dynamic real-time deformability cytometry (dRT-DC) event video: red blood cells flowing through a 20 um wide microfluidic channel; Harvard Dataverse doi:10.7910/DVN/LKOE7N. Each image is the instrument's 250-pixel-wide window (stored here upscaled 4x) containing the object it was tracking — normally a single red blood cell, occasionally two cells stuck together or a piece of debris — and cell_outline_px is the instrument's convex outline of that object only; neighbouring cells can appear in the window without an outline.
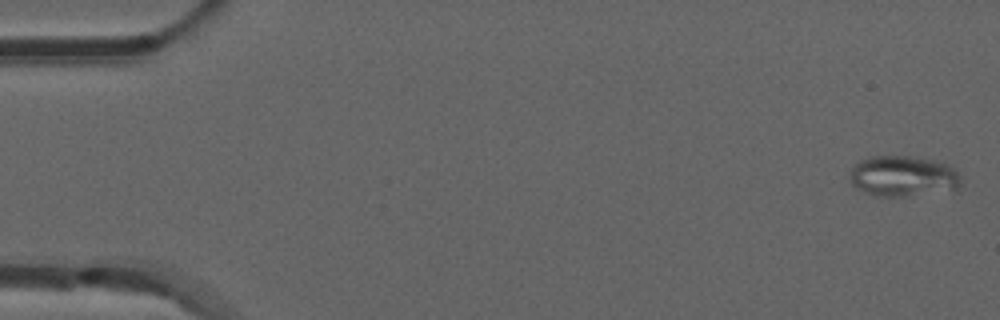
{"species": "common noctule bat (a hibernating species)", "species_latin": "Nyctalus noctula", "temperature_condition": "room temperature", "stored_images_in_passage": 52, "camera_frame_rate_fps": 3000, "um_per_image_px": 0.085, "animal": {"sex": "male", "forearm_length_mm": 52.5}, "frame": {"image": 1, "passage_image": 1, "time_ms": 0.0, "image_size_px": [1000, 320], "cell_outline_px": [[964, 184], [956, 188], [904, 196], [880, 196], [864, 192], [856, 188], [852, 184], [852, 168], [860, 160], [868, 156], [908, 156], [936, 160], [952, 168], [960, 176]], "centroid_in_image_um": [76.75, 14.96], "position_along_channel_um": 8.2, "area_um2": 25.89}}
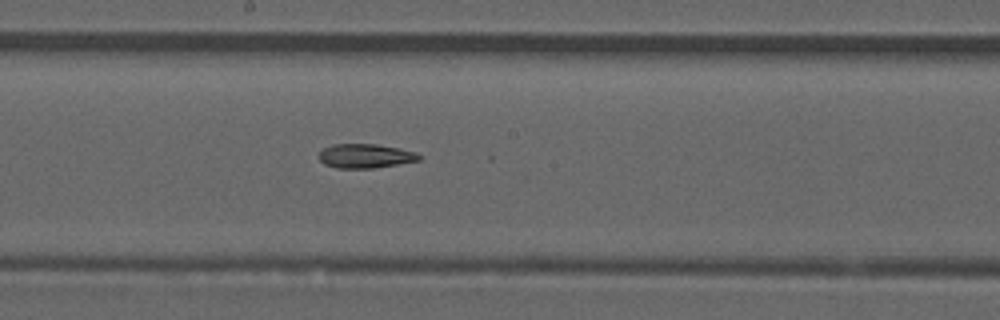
{"frame": {"image": 2, "passage_image": 28, "time_ms": 9.0, "image_size_px": [1000, 320], "cell_outline_px": [[420, 160], [372, 168], [336, 168], [324, 164], [320, 160], [320, 152], [324, 148], [332, 144], [376, 144], [400, 148], [416, 152], [420, 156]], "centroid_in_image_um": [31.04, 13.25], "position_along_channel_um": 217.2, "area_um2": 13.99}}
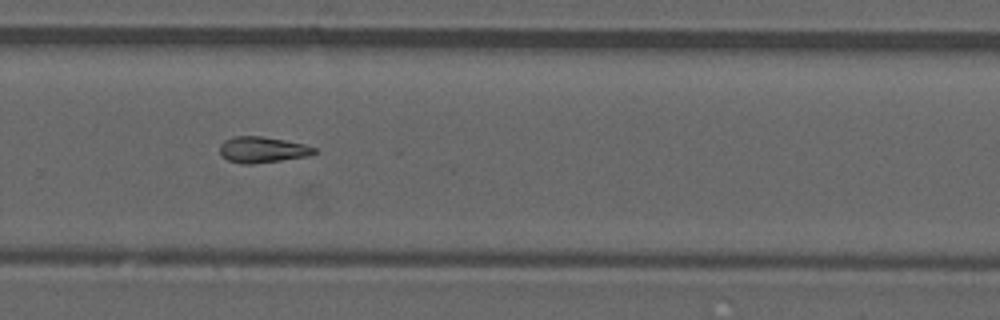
{"frame": {"image": 3, "passage_image": 35, "time_ms": 11.333, "image_size_px": [1000, 320], "cell_outline_px": [[316, 152], [308, 156], [252, 164], [244, 164], [228, 160], [220, 152], [220, 144], [224, 140], [236, 136], [260, 136], [284, 140], [304, 144], [316, 148]], "centroid_in_image_um": [22.3, 12.72], "position_along_channel_um": 307.5, "area_um2": 14.1}}